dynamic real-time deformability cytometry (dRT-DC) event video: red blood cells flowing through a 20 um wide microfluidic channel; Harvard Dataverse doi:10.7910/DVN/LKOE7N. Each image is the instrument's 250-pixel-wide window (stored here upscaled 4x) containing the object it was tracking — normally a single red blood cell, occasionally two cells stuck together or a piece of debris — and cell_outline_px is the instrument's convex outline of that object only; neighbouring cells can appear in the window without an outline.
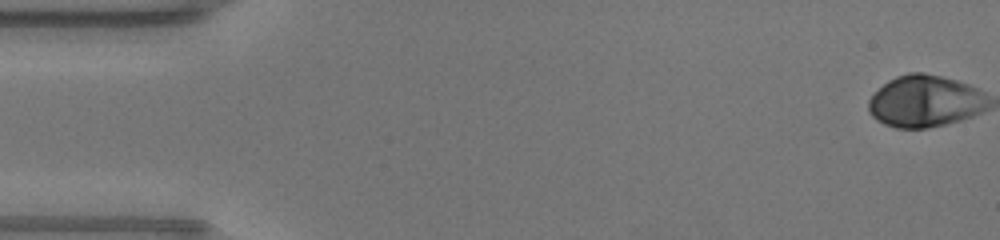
{"species": "human", "species_latin": "Homo sapiens", "temperature_condition": "warm", "stored_images_in_passage": 48, "camera_frame_rate_fps": 3000, "um_per_image_px": 0.085, "donor": {"sex": "male"}, "frame": {"image": 1, "passage_image": 1, "time_ms": 0.0, "image_size_px": [1000, 240], "cell_outline_px": [[952, 84], [948, 116], [944, 120], [932, 124], [916, 128], [912, 128], [892, 124], [876, 116], [872, 112], [872, 100], [888, 84], [904, 76], [928, 76], [944, 80]], "centroid_in_image_um": [77.66, 8.63], "position_along_channel_um": 7.3, "area_um2": 23.7}}
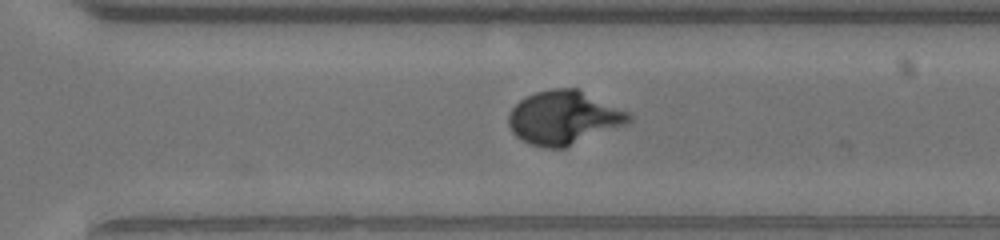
{"frame": {"image": 2, "passage_image": 33, "time_ms": 10.667, "image_size_px": [1000, 240], "cell_outline_px": [[620, 116], [616, 120], [564, 144], [544, 144], [532, 140], [524, 136], [512, 124], [512, 116], [516, 108], [520, 104], [536, 96], [548, 92], [576, 92]], "centroid_in_image_um": [47.59, 9.98], "position_along_channel_um": 323.0, "area_um2": 27.69}}
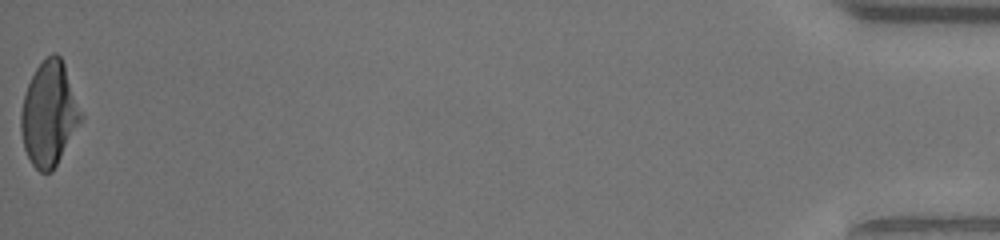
{"frame": {"image": 3, "passage_image": 48, "time_ms": 15.667, "image_size_px": [1000, 240], "cell_outline_px": [[64, 100], [60, 148], [56, 160], [52, 168], [48, 172], [40, 168], [32, 160], [28, 152], [24, 140], [24, 104], [56, 56], [60, 60], [64, 76]], "centroid_in_image_um": [3.86, 9.98], "position_along_channel_um": 431.3, "area_um2": 23.58}}